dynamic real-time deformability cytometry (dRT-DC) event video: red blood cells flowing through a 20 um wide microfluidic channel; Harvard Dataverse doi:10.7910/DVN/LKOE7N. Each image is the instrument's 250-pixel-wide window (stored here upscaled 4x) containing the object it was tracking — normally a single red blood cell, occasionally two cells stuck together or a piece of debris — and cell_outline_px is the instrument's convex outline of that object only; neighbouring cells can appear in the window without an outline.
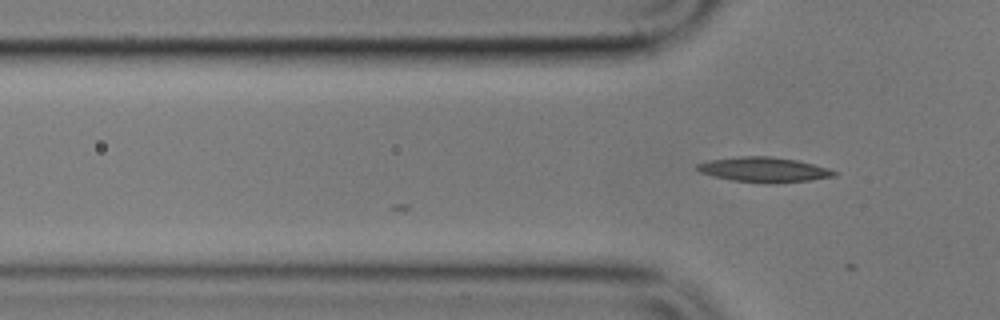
{"species": "common noctule bat (a hibernating species)", "species_latin": "Nyctalus noctula", "temperature_condition": "cold", "stored_images_in_passage": 4, "camera_frame_rate_fps": 3000, "um_per_image_px": 0.085, "animal": {"sex": "male", "body_mass_g": 17.9}, "frame": {"image": 1, "passage_image": 4, "time_ms": 4.333, "image_size_px": [1000, 320], "cell_outline_px": [[836, 176], [808, 180], [776, 184], [768, 184], [732, 180], [712, 176], [700, 172], [696, 168], [696, 164], [712, 160], [740, 156], [768, 156], [796, 160], [828, 168], [836, 172]], "centroid_in_image_um": [64.92, 14.43], "position_along_channel_um": 60.9, "area_um2": 19.83}}